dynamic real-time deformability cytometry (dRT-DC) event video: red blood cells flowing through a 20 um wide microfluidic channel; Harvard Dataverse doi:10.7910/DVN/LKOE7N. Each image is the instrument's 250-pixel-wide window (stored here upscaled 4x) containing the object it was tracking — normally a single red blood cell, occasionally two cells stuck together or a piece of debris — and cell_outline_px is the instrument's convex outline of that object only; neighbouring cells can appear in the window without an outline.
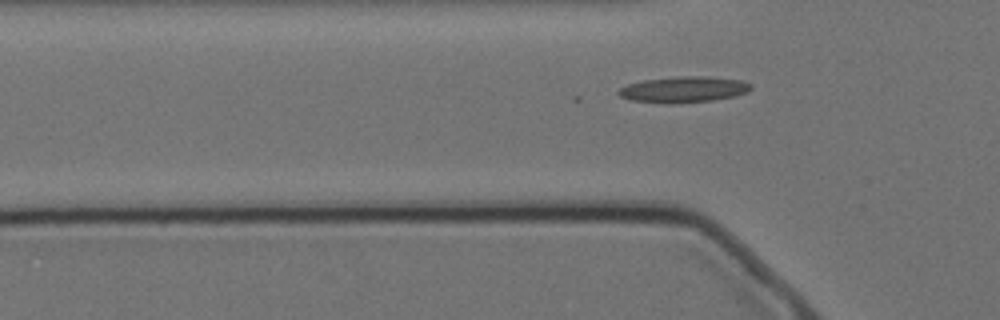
{"species": "Egyptian fruit bat (a non-hibernating species)", "species_latin": "Rousettus aegyptiacus", "temperature_condition": "cold", "stored_images_in_passage": 39, "camera_frame_rate_fps": 3000, "um_per_image_px": 0.085, "animal": {"sex": "female"}, "frame": {"image": 1, "passage_image": 3, "time_ms": 0.667, "image_size_px": [1000, 320], "cell_outline_px": [[752, 88], [748, 92], [736, 96], [712, 100], [672, 104], [668, 104], [632, 100], [620, 96], [616, 92], [620, 88], [628, 84], [644, 80], [680, 76], [708, 76], [740, 80], [752, 84]], "centroid_in_image_um": [58.13, 7.61], "position_along_channel_um": 67.7, "area_um2": 20.11}}
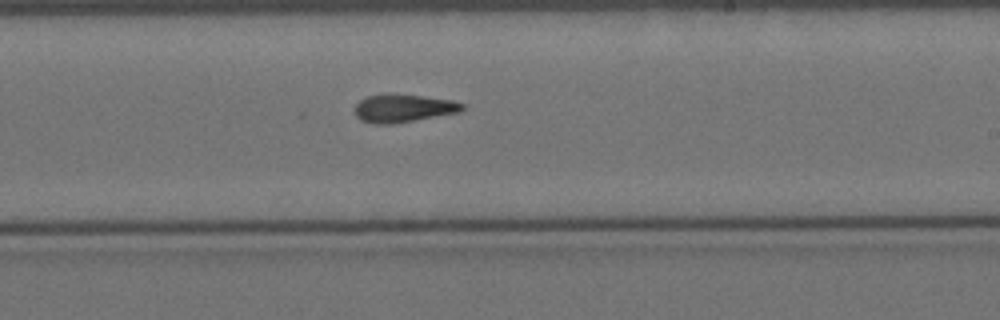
{"frame": {"image": 2, "passage_image": 19, "time_ms": 6.0, "image_size_px": [1000, 320], "cell_outline_px": [[464, 108], [460, 112], [392, 124], [372, 124], [360, 120], [356, 116], [356, 104], [360, 100], [368, 96], [392, 92], [452, 100], [464, 104]], "centroid_in_image_um": [34.26, 9.19], "position_along_channel_um": 254.7, "area_um2": 17.69}}
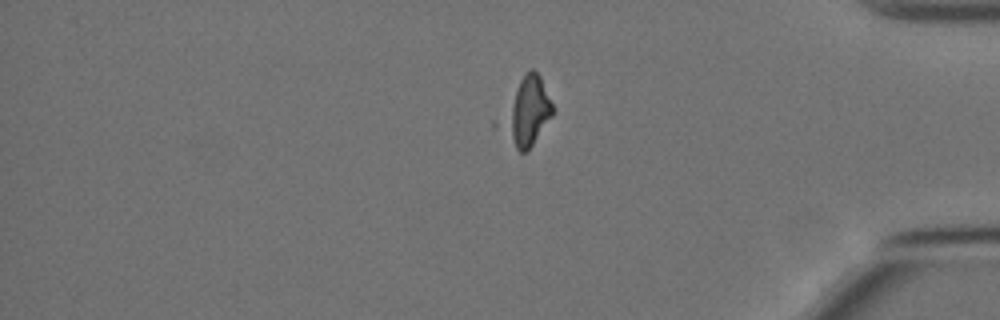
{"frame": {"image": 3, "passage_image": 33, "time_ms": 10.667, "image_size_px": [1000, 320], "cell_outline_px": [[552, 116], [532, 144], [524, 152], [520, 152], [492, 128], [492, 120], [520, 80], [532, 68], [540, 76], [552, 104]], "centroid_in_image_um": [44.56, 9.57], "position_along_channel_um": 390.6, "area_um2": 21.44}}